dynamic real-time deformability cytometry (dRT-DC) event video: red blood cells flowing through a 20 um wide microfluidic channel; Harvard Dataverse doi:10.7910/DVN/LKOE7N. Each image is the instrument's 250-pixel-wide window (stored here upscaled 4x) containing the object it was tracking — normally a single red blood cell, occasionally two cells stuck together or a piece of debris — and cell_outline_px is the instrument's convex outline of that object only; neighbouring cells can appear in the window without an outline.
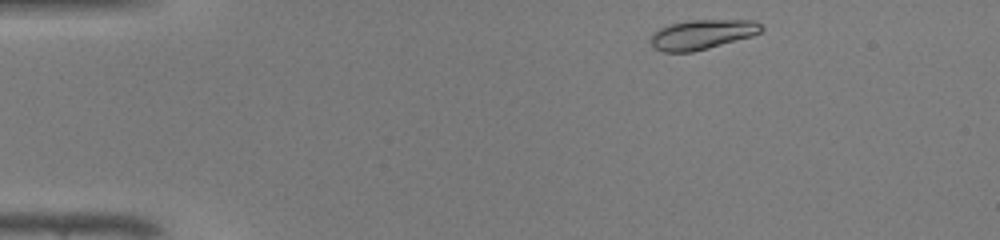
{"species": "common noctule bat (a hibernating species)", "species_latin": "Nyctalus noctula", "temperature_condition": "warm", "stored_images_in_passage": 41, "camera_frame_rate_fps": 3000, "um_per_image_px": 0.085, "animal": {"sex": "male", "body_mass_g": 19.0, "forearm_length_mm": 50.8}, "frame": {"image": 1, "passage_image": 1, "time_ms": 0.0, "image_size_px": [1000, 240], "cell_outline_px": [[764, 28], [760, 32], [752, 36], [708, 48], [692, 52], [664, 52], [656, 48], [652, 44], [652, 36], [660, 28], [668, 24], [688, 20], [752, 20], [760, 24]], "centroid_in_image_um": [59.7, 2.92], "position_along_channel_um": 25.3, "area_um2": 18.9}}
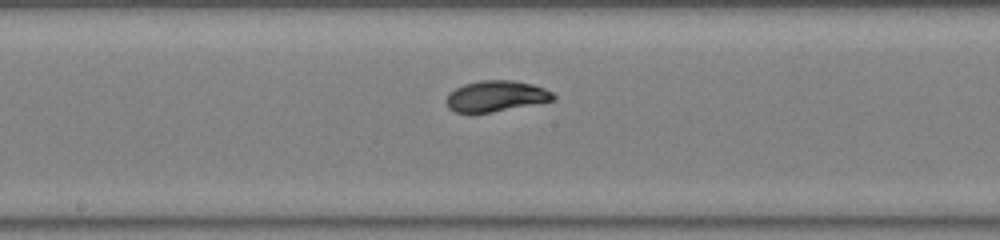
{"frame": {"image": 2, "passage_image": 19, "time_ms": 6.0, "image_size_px": [1000, 240], "cell_outline_px": [[556, 100], [492, 112], [456, 112], [448, 108], [444, 100], [448, 92], [464, 84], [480, 80], [512, 80], [532, 84], [544, 88], [552, 92], [556, 96]], "centroid_in_image_um": [42.14, 8.16], "position_along_channel_um": 206.1, "area_um2": 19.36}}
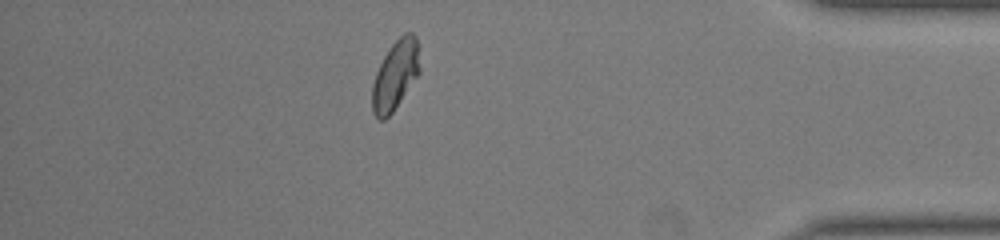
{"frame": {"image": 3, "passage_image": 35, "time_ms": 11.333, "image_size_px": [1000, 240], "cell_outline_px": [[420, 72], [392, 112], [384, 120], [380, 120], [372, 112], [372, 84], [376, 72], [384, 56], [392, 44], [404, 32], [412, 32], [416, 36], [420, 68]], "centroid_in_image_um": [33.59, 6.38], "position_along_channel_um": 401.6, "area_um2": 19.02}, "authors_computed_cell_mechanics": {"area_um2": 19.2474, "velocity_mm_per_s": 4.3234, "shape_relaxation_time_tau1_ms": 2.6084, "shape_relaxation_time_tau2_ms": null, "deformation_change_tau1": 0.1482, "deformation_change_tau2": null}}